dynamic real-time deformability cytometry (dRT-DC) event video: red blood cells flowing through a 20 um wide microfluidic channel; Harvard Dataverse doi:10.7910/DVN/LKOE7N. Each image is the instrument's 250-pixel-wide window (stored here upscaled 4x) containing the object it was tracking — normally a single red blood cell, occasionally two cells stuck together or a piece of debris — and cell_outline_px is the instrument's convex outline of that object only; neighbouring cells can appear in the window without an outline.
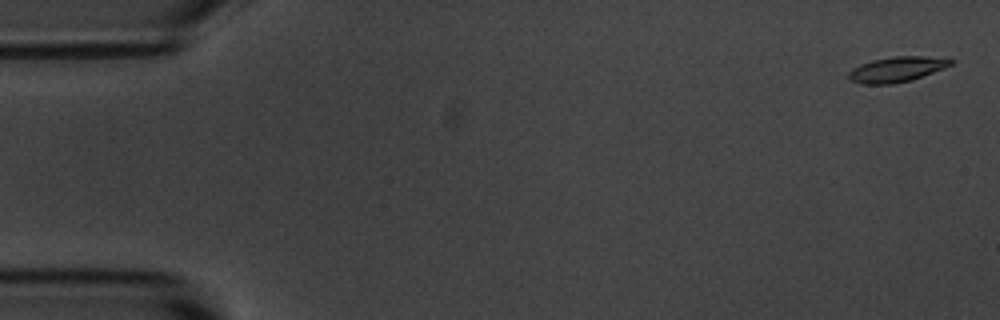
{"species": "common noctule bat (a hibernating species)", "species_latin": "Nyctalus noctula", "temperature_condition": "room temperature", "stored_images_in_passage": 6, "camera_frame_rate_fps": 3000, "um_per_image_px": 0.085, "animal": {"sex": "male", "body_mass_g": 20.1, "forearm_length_mm": 53.5}, "frame": {"image": 1, "passage_image": 1, "time_ms": 0.0, "image_size_px": [1000, 320], "cell_outline_px": [[956, 60], [952, 64], [944, 68], [912, 80], [892, 84], [864, 84], [852, 80], [848, 76], [848, 72], [852, 68], [860, 64], [872, 60], [892, 56], [924, 56]], "centroid_in_image_um": [76.22, 5.89], "position_along_channel_um": 8.8, "area_um2": 14.97}}